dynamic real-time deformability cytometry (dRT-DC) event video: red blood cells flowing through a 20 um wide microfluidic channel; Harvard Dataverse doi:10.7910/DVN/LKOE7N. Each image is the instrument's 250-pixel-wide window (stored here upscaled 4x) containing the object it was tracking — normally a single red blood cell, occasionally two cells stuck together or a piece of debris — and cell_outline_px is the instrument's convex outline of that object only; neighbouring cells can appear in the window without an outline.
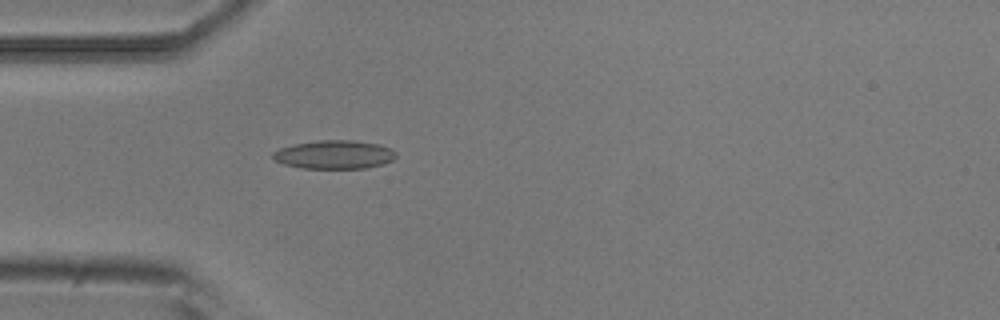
{"species": "common noctule bat (a hibernating species)", "species_latin": "Nyctalus noctula", "temperature_condition": "room temperature", "stored_images_in_passage": 4, "camera_frame_rate_fps": 3000, "um_per_image_px": 0.085, "animal": {"sex": "male", "body_mass_g": 20.5, "forearm_length_mm": 52.5}, "frame": {"image": 1, "passage_image": 4, "time_ms": 1.0, "image_size_px": [1000, 320], "cell_outline_px": [[396, 156], [392, 160], [384, 164], [364, 168], [300, 168], [284, 164], [276, 160], [272, 156], [272, 152], [280, 148], [292, 144], [320, 140], [352, 140], [380, 144], [396, 152]], "centroid_in_image_um": [28.41, 13.13], "position_along_channel_um": 56.6, "area_um2": 20.46}}